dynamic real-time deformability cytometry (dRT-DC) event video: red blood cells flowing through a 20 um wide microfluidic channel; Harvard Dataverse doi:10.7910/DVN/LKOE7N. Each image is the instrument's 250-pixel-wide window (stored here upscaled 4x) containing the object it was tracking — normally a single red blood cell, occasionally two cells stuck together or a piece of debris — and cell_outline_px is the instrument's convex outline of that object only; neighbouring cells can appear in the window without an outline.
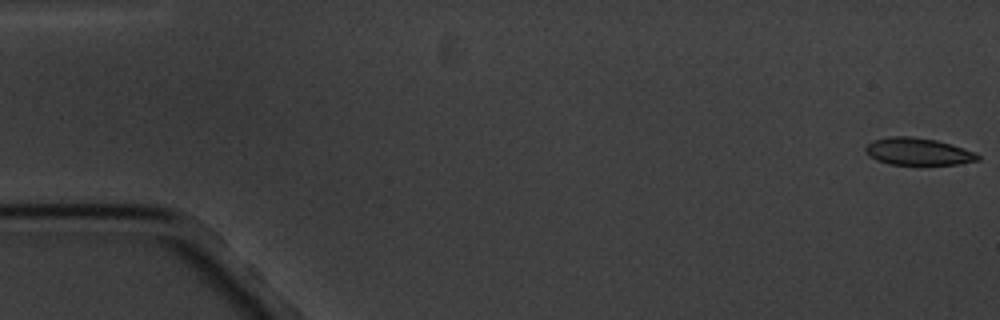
{"species": "common noctule bat (a hibernating species)", "species_latin": "Nyctalus noctula", "temperature_condition": "cold", "stored_images_in_passage": 5, "camera_frame_rate_fps": 3000, "um_per_image_px": 0.085, "animal": {"sex": "male", "body_mass_g": 20.1, "forearm_length_mm": 53.5}, "frame": {"image": 1, "passage_image": 1, "time_ms": 0.0, "image_size_px": [1000, 320], "cell_outline_px": [[980, 160], [960, 164], [888, 164], [876, 160], [864, 148], [872, 140], [888, 136], [912, 136], [936, 140], [952, 144], [976, 152], [980, 156]], "centroid_in_image_um": [78.07, 12.87], "position_along_channel_um": 6.9, "area_um2": 17.8}}
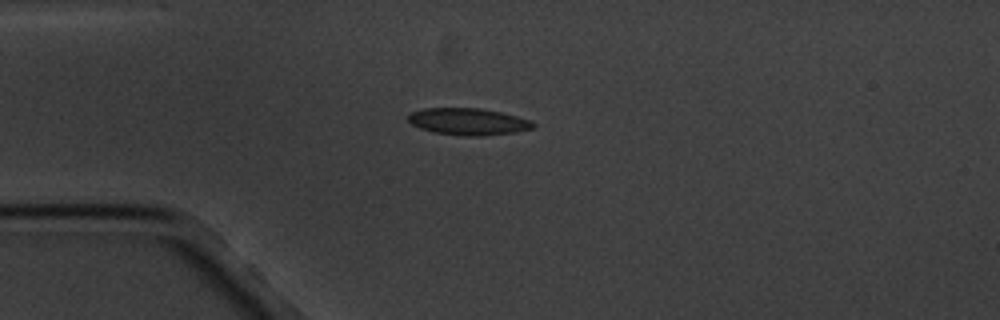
{"frame": {"image": 2, "passage_image": 5, "time_ms": 4.667, "image_size_px": [1000, 320], "cell_outline_px": [[536, 124], [532, 128], [516, 132], [480, 136], [464, 136], [436, 132], [420, 128], [412, 124], [408, 120], [408, 112], [424, 108], [480, 108], [500, 112], [516, 116], [528, 120]], "centroid_in_image_um": [39.76, 10.33], "position_along_channel_um": 45.2, "area_um2": 19.42}}